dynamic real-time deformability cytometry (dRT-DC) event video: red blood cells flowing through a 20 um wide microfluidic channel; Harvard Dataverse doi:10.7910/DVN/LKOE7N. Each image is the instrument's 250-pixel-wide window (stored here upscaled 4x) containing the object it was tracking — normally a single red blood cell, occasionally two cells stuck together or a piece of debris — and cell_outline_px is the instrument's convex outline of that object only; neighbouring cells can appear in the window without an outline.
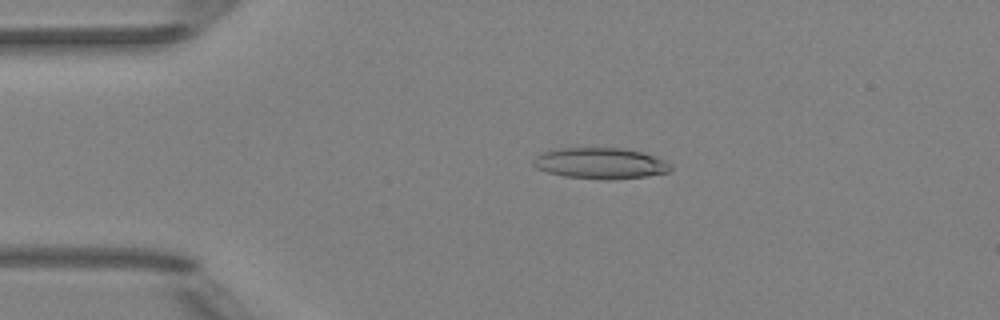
{"species": "Egyptian fruit bat (a non-hibernating species)", "species_latin": "Rousettus aegyptiacus", "temperature_condition": "room temperature", "stored_images_in_passage": 4, "camera_frame_rate_fps": 3000, "um_per_image_px": 0.085, "animal": {"sex": "female"}, "frame": {"image": 1, "passage_image": 3, "time_ms": 3.0, "image_size_px": [1000, 320], "cell_outline_px": [[672, 168], [668, 172], [648, 176], [608, 180], [604, 180], [564, 176], [548, 172], [536, 168], [532, 164], [532, 160], [540, 152], [556, 148], [624, 148], [644, 152], [656, 156], [672, 164]], "centroid_in_image_um": [51.03, 13.87], "position_along_channel_um": 34.0, "area_um2": 25.2}}